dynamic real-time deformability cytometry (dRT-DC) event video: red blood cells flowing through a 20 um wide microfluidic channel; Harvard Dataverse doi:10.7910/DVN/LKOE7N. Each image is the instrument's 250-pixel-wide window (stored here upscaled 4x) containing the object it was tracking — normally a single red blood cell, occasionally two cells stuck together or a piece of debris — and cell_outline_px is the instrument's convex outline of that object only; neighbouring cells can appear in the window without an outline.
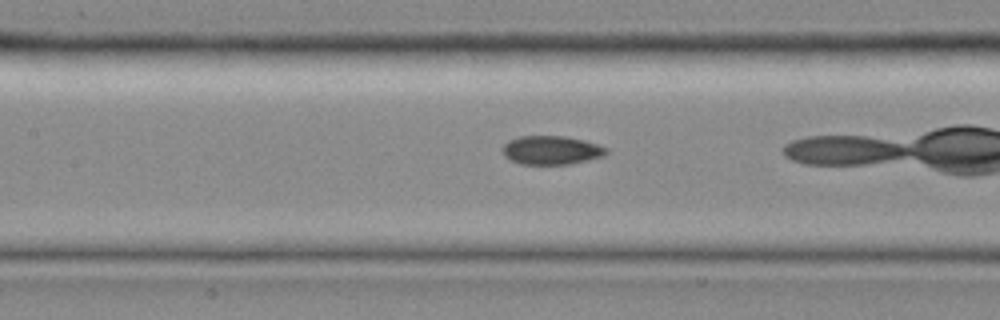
{"species": "common noctule bat (a hibernating species)", "species_latin": "Nyctalus noctula", "temperature_condition": "room temperature", "stored_images_in_passage": 27, "camera_frame_rate_fps": 3000, "um_per_image_px": 0.085, "animal": {"sex": "female", "body_mass_g": 19.0, "forearm_length_mm": 51.5}, "frame": {"image": 1, "passage_image": 16, "time_ms": 5.0, "image_size_px": [1000, 320], "cell_outline_px": [[608, 152], [604, 156], [572, 164], [520, 164], [504, 156], [500, 148], [508, 140], [516, 136], [564, 136], [584, 140], [608, 148]], "centroid_in_image_um": [46.84, 12.76], "position_along_channel_um": 160.6, "area_um2": 17.57}}
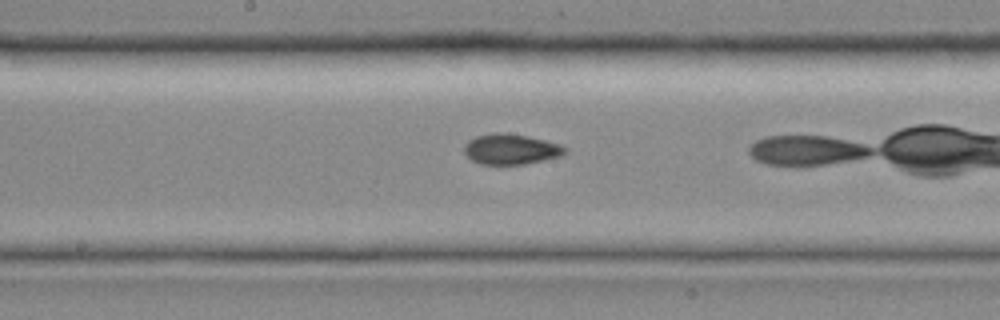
{"frame": {"image": 2, "passage_image": 19, "time_ms": 6.0, "image_size_px": [1000, 320], "cell_outline_px": [[568, 152], [560, 156], [544, 160], [524, 164], [480, 164], [472, 160], [464, 152], [464, 144], [468, 140], [476, 136], [492, 132], [504, 132], [528, 136], [560, 144], [568, 148]], "centroid_in_image_um": [43.43, 12.67], "position_along_channel_um": 204.8, "area_um2": 18.03}}